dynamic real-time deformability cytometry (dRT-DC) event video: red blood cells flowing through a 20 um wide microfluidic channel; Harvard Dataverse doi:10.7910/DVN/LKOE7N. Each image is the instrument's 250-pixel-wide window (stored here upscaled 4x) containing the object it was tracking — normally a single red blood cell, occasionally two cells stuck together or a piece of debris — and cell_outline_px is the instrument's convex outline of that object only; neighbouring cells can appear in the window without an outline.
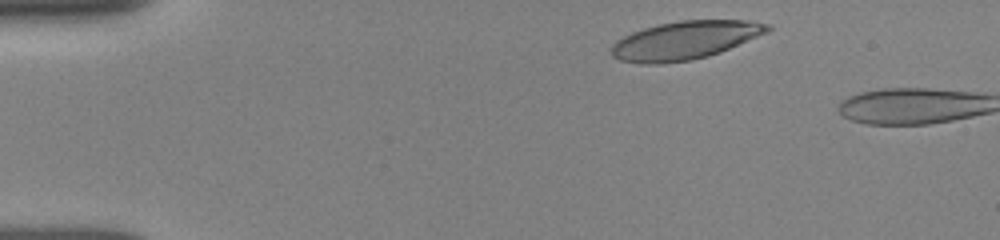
{"species": "human", "species_latin": "Homo sapiens", "temperature_condition": "room temperature", "stored_images_in_passage": 5, "camera_frame_rate_fps": 3000, "um_per_image_px": 0.085, "donor": {"sex": "female"}, "frame": {"image": 1, "passage_image": 4, "time_ms": 0.667, "image_size_px": [1000, 240], "cell_outline_px": [[772, 28], [768, 32], [720, 52], [708, 56], [692, 60], [660, 64], [640, 64], [620, 60], [612, 56], [608, 48], [616, 40], [632, 32], [644, 28], [660, 24], [680, 20], [748, 20], [772, 24]], "centroid_in_image_um": [58.2, 3.43], "position_along_channel_um": 26.8, "area_um2": 35.08}}